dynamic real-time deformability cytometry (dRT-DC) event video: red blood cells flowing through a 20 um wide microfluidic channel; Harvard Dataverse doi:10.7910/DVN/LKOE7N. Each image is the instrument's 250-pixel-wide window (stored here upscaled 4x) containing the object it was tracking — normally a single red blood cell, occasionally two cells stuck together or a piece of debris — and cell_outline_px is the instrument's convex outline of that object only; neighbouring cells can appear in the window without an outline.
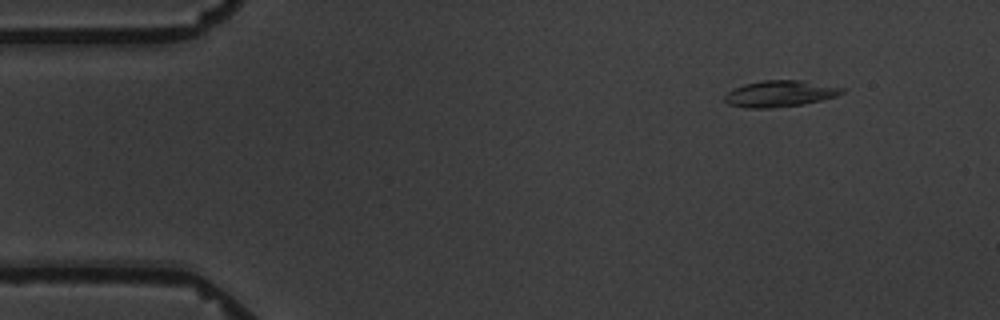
{"species": "common noctule bat (a hibernating species)", "species_latin": "Nyctalus noctula", "temperature_condition": "warm", "stored_images_in_passage": 3, "camera_frame_rate_fps": 3000, "um_per_image_px": 0.085, "animal": {"sex": "male", "body_mass_g": 19.5, "forearm_length_mm": 54.6}, "frame": {"image": 1, "passage_image": 1, "time_ms": 0.0, "image_size_px": [1000, 320], "cell_outline_px": [[844, 92], [836, 96], [804, 104], [768, 108], [748, 108], [728, 104], [724, 100], [724, 96], [728, 92], [744, 84], [764, 80], [804, 80], [844, 88]], "centroid_in_image_um": [66.3, 7.96], "position_along_channel_um": 18.7, "area_um2": 17.86}}
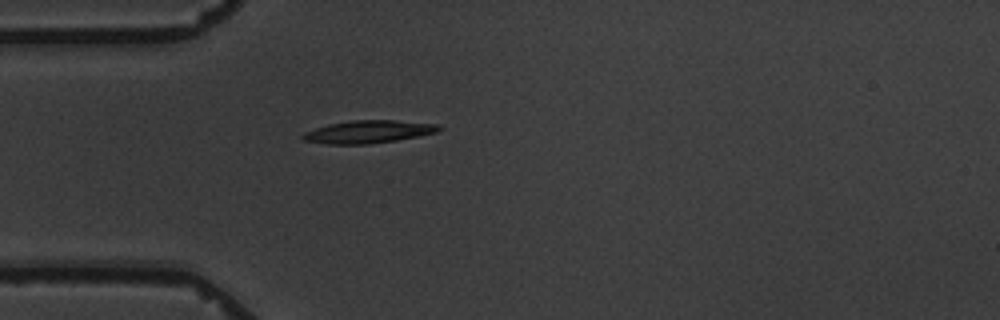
{"frame": {"image": 2, "passage_image": 3, "time_ms": 3.333, "image_size_px": [1000, 320], "cell_outline_px": [[444, 128], [436, 132], [420, 136], [396, 140], [368, 144], [328, 144], [304, 140], [300, 136], [304, 132], [328, 124], [352, 120], [392, 120], [440, 124]], "centroid_in_image_um": [31.34, 11.19], "position_along_channel_um": 53.7, "area_um2": 18.03}}